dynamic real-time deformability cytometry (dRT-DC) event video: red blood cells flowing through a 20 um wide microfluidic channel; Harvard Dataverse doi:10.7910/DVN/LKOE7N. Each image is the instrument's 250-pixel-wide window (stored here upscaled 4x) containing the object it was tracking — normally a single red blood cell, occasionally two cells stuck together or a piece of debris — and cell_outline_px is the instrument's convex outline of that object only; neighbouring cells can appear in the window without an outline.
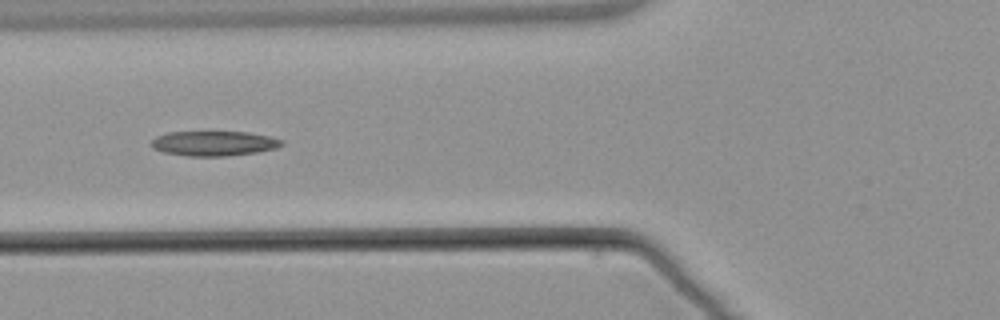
{"species": "common noctule bat (a hibernating species)", "species_latin": "Nyctalus noctula", "temperature_condition": "warm", "stored_images_in_passage": 9, "camera_frame_rate_fps": 3000, "um_per_image_px": 0.085, "animal": {"sex": "male", "body_mass_g": 21.5, "forearm_length_mm": 52.0}, "frame": {"image": 1, "passage_image": 6, "time_ms": 6.333, "image_size_px": [1000, 320], "cell_outline_px": [[284, 144], [276, 148], [256, 152], [228, 156], [188, 156], [164, 152], [152, 148], [152, 140], [156, 136], [168, 132], [248, 132], [272, 136], [284, 140]], "centroid_in_image_um": [18.22, 12.18], "position_along_channel_um": 107.6, "area_um2": 18.96}}
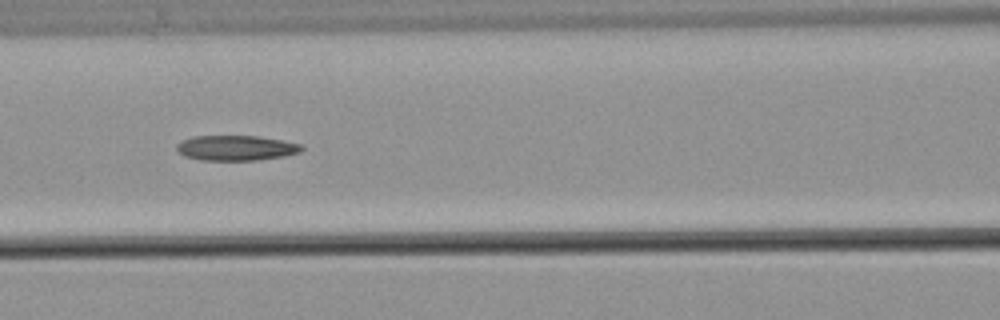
{"frame": {"image": 2, "passage_image": 7, "time_ms": 7.333, "image_size_px": [1000, 320], "cell_outline_px": [[304, 148], [300, 152], [284, 156], [256, 160], [200, 160], [184, 156], [176, 148], [176, 144], [192, 136], [260, 136], [300, 144]], "centroid_in_image_um": [20.06, 12.57], "position_along_channel_um": 146.5, "area_um2": 18.21}}